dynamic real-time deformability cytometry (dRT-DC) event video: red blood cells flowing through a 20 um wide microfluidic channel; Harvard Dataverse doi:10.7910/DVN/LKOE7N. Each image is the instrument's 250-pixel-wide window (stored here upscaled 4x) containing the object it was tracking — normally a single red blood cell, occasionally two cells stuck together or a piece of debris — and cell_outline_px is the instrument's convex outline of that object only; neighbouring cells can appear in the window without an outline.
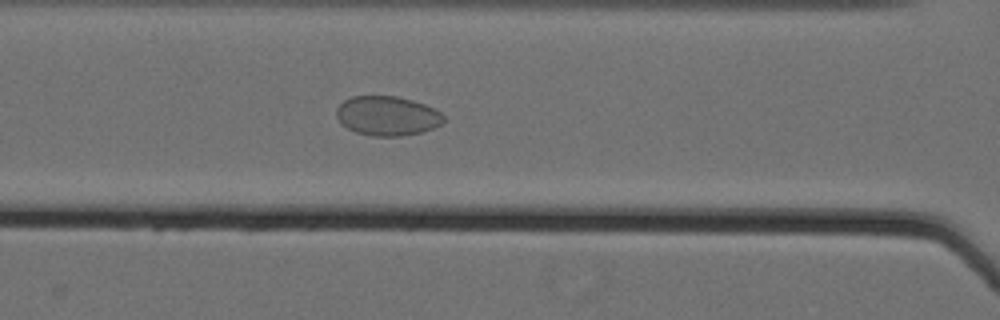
{"species": "Egyptian fruit bat (a non-hibernating species)", "species_latin": "Rousettus aegyptiacus", "temperature_condition": "cold", "stored_images_in_passage": 52, "camera_frame_rate_fps": 3000, "um_per_image_px": 0.085, "animal": {"sex": "female"}, "frame": {"image": 1, "passage_image": 22, "time_ms": 7.0, "image_size_px": [1000, 320], "cell_outline_px": [[444, 120], [440, 124], [432, 128], [420, 132], [400, 136], [372, 136], [356, 132], [340, 124], [336, 116], [336, 108], [344, 100], [352, 96], [396, 96], [412, 100], [424, 104], [440, 112], [444, 116]], "centroid_in_image_um": [32.87, 9.84], "position_along_channel_um": 133.7, "area_um2": 24.57}}
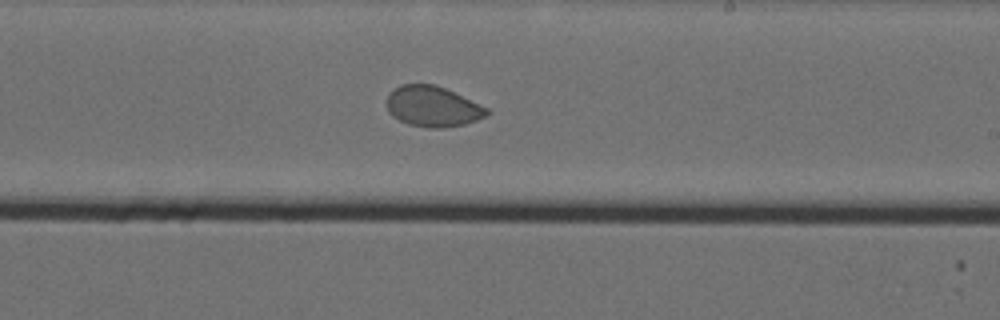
{"frame": {"image": 2, "passage_image": 32, "time_ms": 10.333, "image_size_px": [1000, 320], "cell_outline_px": [[488, 116], [464, 124], [444, 128], [428, 128], [408, 124], [392, 116], [388, 112], [384, 100], [388, 92], [400, 84], [436, 84], [488, 108]], "centroid_in_image_um": [36.72, 9.04], "position_along_channel_um": 252.3, "area_um2": 23.93}}
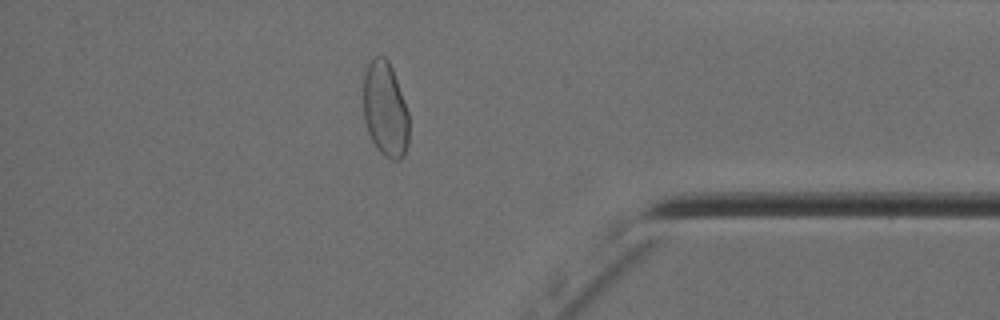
{"frame": {"image": 3, "passage_image": 46, "time_ms": 15.0, "image_size_px": [1000, 320], "cell_outline_px": [[408, 144], [404, 156], [400, 160], [392, 160], [384, 156], [376, 148], [368, 132], [364, 120], [364, 76], [368, 64], [376, 56], [384, 56], [388, 60], [392, 68], [408, 112]], "centroid_in_image_um": [32.75, 9.33], "position_along_channel_um": 402.5, "area_um2": 25.14}, "authors_computed_cell_mechanics": {"area_um2": 25.6343, "velocity_mm_per_s": 3.5609, "shape_relaxation_time_tau1_ms": null, "shape_relaxation_time_tau2_ms": 1.646, "deformation_change_tau1": null, "deformation_change_tau2": 0.0367}}